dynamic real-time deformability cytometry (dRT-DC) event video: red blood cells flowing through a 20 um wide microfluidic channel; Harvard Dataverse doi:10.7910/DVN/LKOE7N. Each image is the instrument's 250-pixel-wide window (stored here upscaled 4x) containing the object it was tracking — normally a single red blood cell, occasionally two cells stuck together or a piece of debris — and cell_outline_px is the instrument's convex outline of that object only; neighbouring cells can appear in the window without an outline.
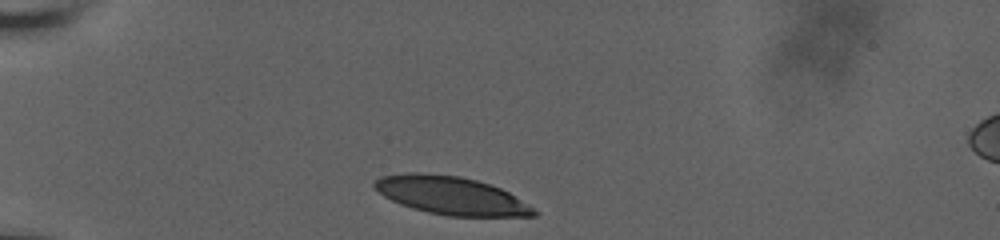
{"species": "human", "species_latin": "Homo sapiens", "temperature_condition": "room temperature", "stored_images_in_passage": 16, "camera_frame_rate_fps": 3000, "um_per_image_px": 0.085, "donor": {"sex": "male"}, "frame": {"image": 1, "passage_image": 1, "time_ms": 0.0, "image_size_px": [1000, 240], "cell_outline_px": [[540, 212], [536, 216], [448, 216], [428, 212], [412, 208], [400, 204], [384, 196], [372, 188], [372, 184], [380, 176], [408, 172], [420, 172], [460, 176], [476, 180], [500, 188], [508, 192], [528, 204]], "centroid_in_image_um": [38.32, 16.61], "position_along_channel_um": 46.7, "area_um2": 35.43}}
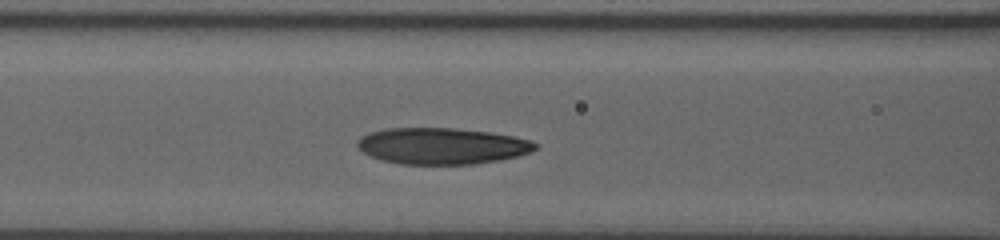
{"frame": {"image": 2, "passage_image": 11, "time_ms": 3.333, "image_size_px": [1000, 240], "cell_outline_px": [[536, 148], [532, 152], [520, 156], [500, 160], [476, 164], [400, 164], [380, 160], [364, 152], [356, 144], [356, 140], [360, 136], [368, 132], [384, 128], [456, 128], [492, 132], [512, 136], [528, 140], [536, 144]], "centroid_in_image_um": [37.54, 12.4], "position_along_channel_um": 129.1, "area_um2": 37.97}}
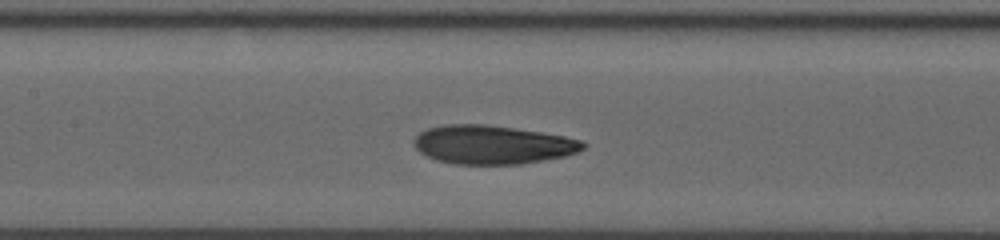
{"frame": {"image": 3, "passage_image": 16, "time_ms": 4.333, "image_size_px": [1000, 240], "cell_outline_px": [[588, 144], [584, 148], [576, 152], [564, 156], [544, 160], [520, 164], [452, 164], [436, 160], [420, 152], [412, 144], [412, 140], [420, 132], [428, 128], [444, 124], [484, 124], [540, 132], [564, 136], [580, 140]], "centroid_in_image_um": [41.83, 12.3], "position_along_channel_um": 165.6, "area_um2": 38.09}}